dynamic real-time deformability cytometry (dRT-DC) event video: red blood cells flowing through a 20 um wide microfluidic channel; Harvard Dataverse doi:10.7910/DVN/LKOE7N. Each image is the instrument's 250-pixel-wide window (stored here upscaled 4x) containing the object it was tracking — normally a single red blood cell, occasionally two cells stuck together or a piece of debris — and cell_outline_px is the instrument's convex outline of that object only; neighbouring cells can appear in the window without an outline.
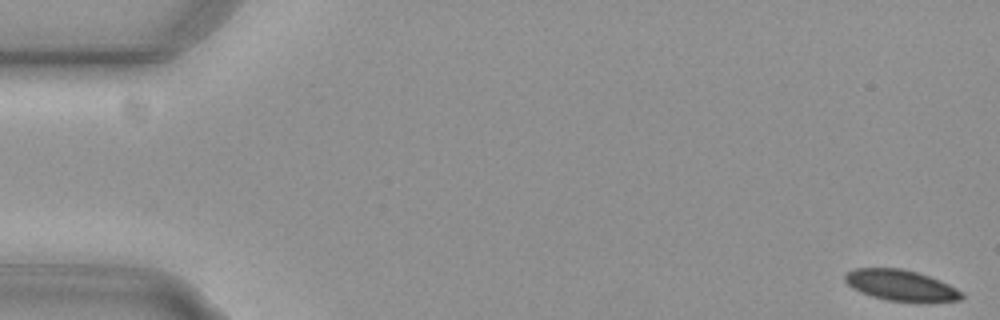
{"species": "common noctule bat (a hibernating species)", "species_latin": "Nyctalus noctula", "temperature_condition": "cold", "stored_images_in_passage": 56, "camera_frame_rate_fps": 3000, "um_per_image_px": 0.085, "animal": {"sex": "female", "body_mass_g": 29.2, "forearm_length_mm": 56.3}, "frame": {"image": 1, "passage_image": 1, "time_ms": 0.0, "image_size_px": [1000, 320], "cell_outline_px": [[964, 296], [960, 300], [888, 300], [872, 296], [860, 292], [852, 288], [844, 280], [844, 276], [848, 272], [856, 268], [900, 268], [916, 272], [940, 280], [964, 292]], "centroid_in_image_um": [76.54, 24.22], "position_along_channel_um": 8.5, "area_um2": 20.4}}
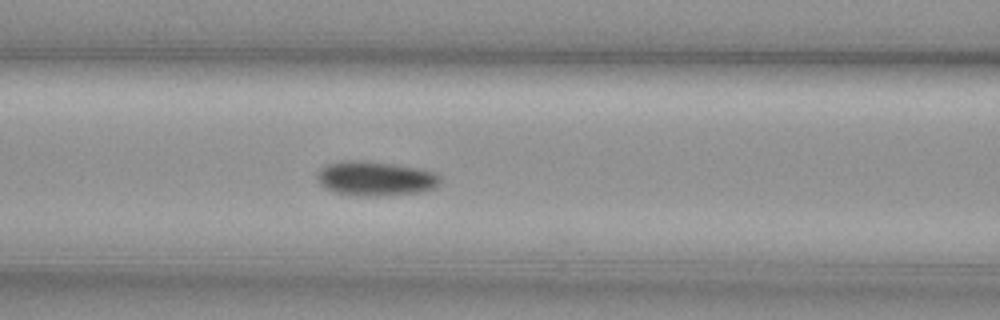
{"frame": {"image": 2, "passage_image": 23, "time_ms": 7.333, "image_size_px": [1000, 320], "cell_outline_px": [[440, 184], [436, 188], [420, 192], [384, 196], [356, 196], [336, 192], [324, 188], [316, 180], [316, 172], [320, 168], [328, 164], [344, 160], [364, 160], [392, 164], [416, 168], [432, 172], [440, 176]], "centroid_in_image_um": [31.87, 15.18], "position_along_channel_um": 134.7, "area_um2": 24.97}}
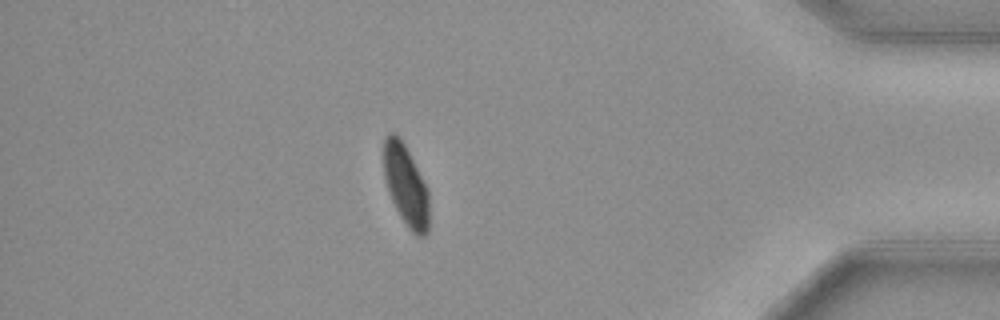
{"frame": {"image": 3, "passage_image": 48, "time_ms": 15.667, "image_size_px": [1000, 320], "cell_outline_px": [[428, 232], [424, 236], [416, 236], [408, 228], [400, 216], [392, 200], [384, 176], [384, 136], [388, 132], [392, 132], [404, 144], [428, 188]], "centroid_in_image_um": [34.5, 15.77], "position_along_channel_um": 400.7, "area_um2": 21.1}, "authors_computed_cell_mechanics": {"area_um2": 23.0622, "velocity_mm_per_s": 3.7088, "shape_relaxation_time_tau1_ms": 9.1777, "shape_relaxation_time_tau2_ms": null, "deformation_change_tau1": 0.1654, "deformation_change_tau2": null}}